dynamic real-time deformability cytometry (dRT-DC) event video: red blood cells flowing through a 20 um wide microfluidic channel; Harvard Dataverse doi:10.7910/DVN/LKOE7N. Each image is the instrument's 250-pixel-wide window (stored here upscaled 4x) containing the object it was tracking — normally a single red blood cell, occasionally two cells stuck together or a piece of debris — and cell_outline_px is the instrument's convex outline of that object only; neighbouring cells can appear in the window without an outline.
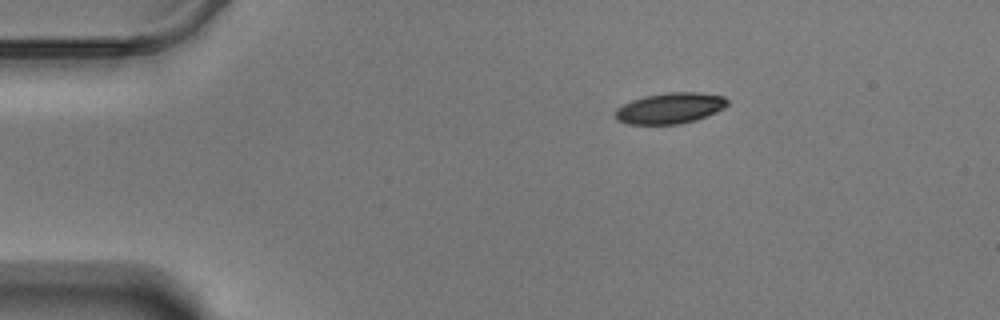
{"species": "Egyptian fruit bat (a non-hibernating species)", "species_latin": "Rousettus aegyptiacus", "temperature_condition": "warm", "stored_images_in_passage": 49, "camera_frame_rate_fps": 3000, "um_per_image_px": 0.085, "animal": {"sex": "male"}, "frame": {"image": 1, "passage_image": 1, "time_ms": 0.0, "image_size_px": [1000, 320], "cell_outline_px": [[728, 104], [724, 108], [716, 112], [696, 120], [680, 124], [628, 124], [616, 120], [612, 116], [612, 112], [616, 108], [632, 100], [644, 96], [668, 92], [696, 92], [724, 96], [728, 100]], "centroid_in_image_um": [56.91, 9.2], "position_along_channel_um": 28.1, "area_um2": 20.4}}
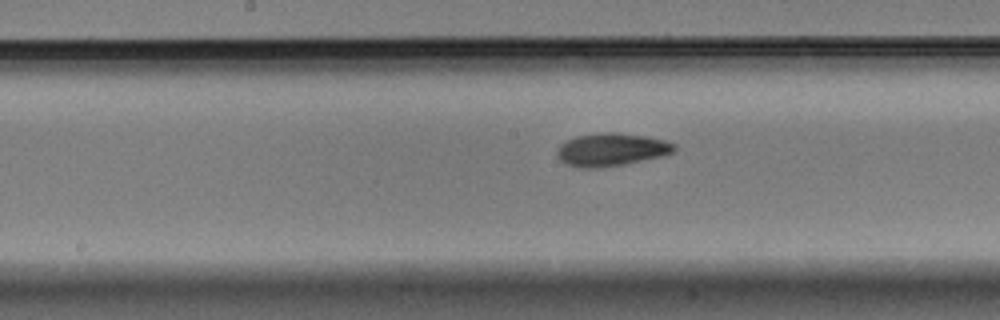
{"frame": {"image": 2, "passage_image": 21, "time_ms": 6.667, "image_size_px": [1000, 320], "cell_outline_px": [[676, 148], [672, 152], [664, 156], [624, 164], [600, 168], [584, 168], [568, 164], [560, 160], [556, 152], [560, 144], [576, 136], [604, 132], [616, 132], [648, 136], [664, 140], [676, 144]], "centroid_in_image_um": [51.99, 12.71], "position_along_channel_um": 196.2, "area_um2": 22.48}}
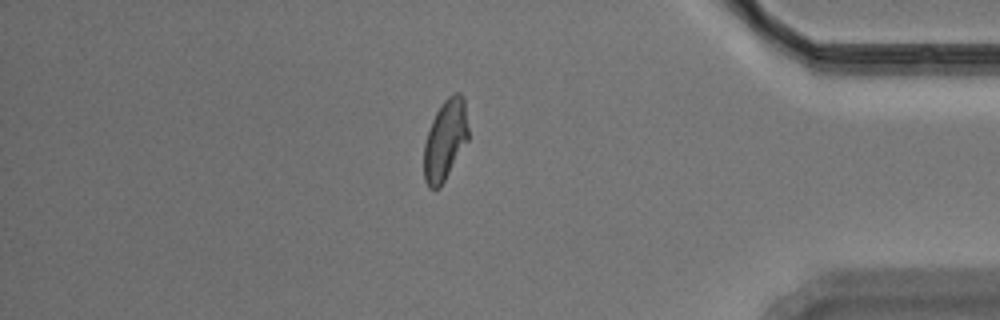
{"frame": {"image": 3, "passage_image": 41, "time_ms": 13.333, "image_size_px": [1000, 320], "cell_outline_px": [[468, 140], [440, 188], [428, 188], [424, 180], [424, 144], [432, 120], [436, 112], [444, 100], [448, 96], [456, 92], [460, 92], [464, 100], [468, 128]], "centroid_in_image_um": [37.83, 11.91], "position_along_channel_um": 397.4, "area_um2": 20.69}, "authors_computed_cell_mechanics": {"area_um2": 21.0392, "velocity_mm_per_s": 3.4673, "shape_relaxation_time_tau1_ms": 5.7699, "shape_relaxation_time_tau2_ms": 3.3046, "deformation_change_tau1": 0.1565, "deformation_change_tau2": 0.0798}}